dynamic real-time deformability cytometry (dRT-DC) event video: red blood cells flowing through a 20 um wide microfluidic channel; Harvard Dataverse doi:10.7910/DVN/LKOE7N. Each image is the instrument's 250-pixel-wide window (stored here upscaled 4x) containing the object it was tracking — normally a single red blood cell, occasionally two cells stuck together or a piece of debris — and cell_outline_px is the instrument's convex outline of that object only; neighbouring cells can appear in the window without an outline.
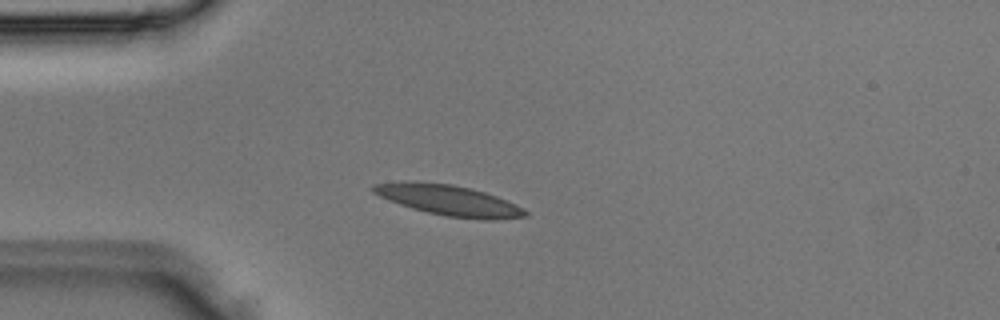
{"species": "Egyptian fruit bat (a non-hibernating species)", "species_latin": "Rousettus aegyptiacus", "temperature_condition": "room temperature", "stored_images_in_passage": 2, "camera_frame_rate_fps": 3000, "um_per_image_px": 0.085, "animal": {"sex": "male"}, "frame": {"image": 1, "passage_image": 2, "time_ms": 0.333, "image_size_px": [1000, 320], "cell_outline_px": [[528, 216], [492, 220], [480, 220], [448, 216], [428, 212], [412, 208], [388, 200], [372, 192], [372, 184], [412, 180], [452, 184], [484, 192], [496, 196], [516, 204], [524, 208], [528, 212]], "centroid_in_image_um": [38.15, 17.01], "position_along_channel_um": 46.9, "area_um2": 27.05}}